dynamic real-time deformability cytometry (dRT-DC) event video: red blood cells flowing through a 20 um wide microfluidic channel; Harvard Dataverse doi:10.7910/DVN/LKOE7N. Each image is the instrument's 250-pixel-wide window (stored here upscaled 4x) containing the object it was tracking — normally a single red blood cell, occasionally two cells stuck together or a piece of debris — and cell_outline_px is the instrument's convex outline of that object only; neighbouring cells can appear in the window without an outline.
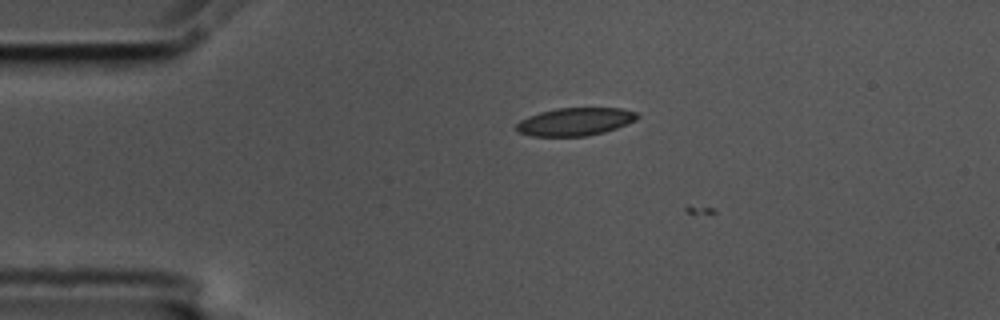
{"species": "common noctule bat (a hibernating species)", "species_latin": "Nyctalus noctula", "temperature_condition": "cold", "stored_images_in_passage": 6, "camera_frame_rate_fps": 3000, "um_per_image_px": 0.085, "animal": {"sex": "male", "body_mass_g": 17.5, "forearm_length_mm": 52.3}, "frame": {"image": 1, "passage_image": 5, "time_ms": 1.333, "image_size_px": [1000, 320], "cell_outline_px": [[640, 116], [636, 120], [616, 128], [604, 132], [588, 136], [532, 136], [520, 132], [516, 128], [516, 124], [520, 120], [528, 116], [540, 112], [556, 108], [620, 108], [636, 112]], "centroid_in_image_um": [48.89, 10.34], "position_along_channel_um": 36.1, "area_um2": 19.59}}